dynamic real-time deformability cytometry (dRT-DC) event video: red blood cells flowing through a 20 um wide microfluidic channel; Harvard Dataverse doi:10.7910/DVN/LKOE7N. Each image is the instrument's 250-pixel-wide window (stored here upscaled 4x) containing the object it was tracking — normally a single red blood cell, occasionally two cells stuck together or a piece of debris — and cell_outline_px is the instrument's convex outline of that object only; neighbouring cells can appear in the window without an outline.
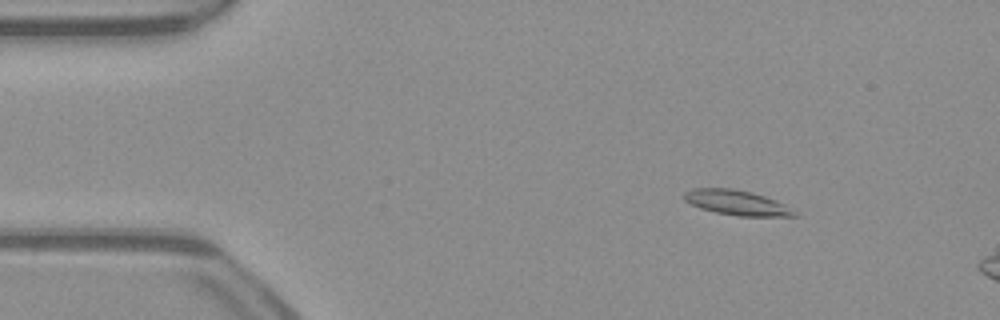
{"species": "common noctule bat (a hibernating species)", "species_latin": "Nyctalus noctula", "temperature_condition": "warm", "stored_images_in_passage": 12, "camera_frame_rate_fps": 3000, "um_per_image_px": 0.085, "animal": {"sex": "male", "body_mass_g": 23.1, "forearm_length_mm": 52.7}, "frame": {"image": 1, "passage_image": 7, "time_ms": 2.0, "image_size_px": [1000, 320], "cell_outline_px": [[800, 216], [740, 216], [716, 212], [700, 208], [684, 200], [684, 192], [692, 188], [732, 188], [752, 192], [776, 200], [784, 204], [796, 212]], "centroid_in_image_um": [62.62, 17.22], "position_along_channel_um": 22.4, "area_um2": 15.95}}